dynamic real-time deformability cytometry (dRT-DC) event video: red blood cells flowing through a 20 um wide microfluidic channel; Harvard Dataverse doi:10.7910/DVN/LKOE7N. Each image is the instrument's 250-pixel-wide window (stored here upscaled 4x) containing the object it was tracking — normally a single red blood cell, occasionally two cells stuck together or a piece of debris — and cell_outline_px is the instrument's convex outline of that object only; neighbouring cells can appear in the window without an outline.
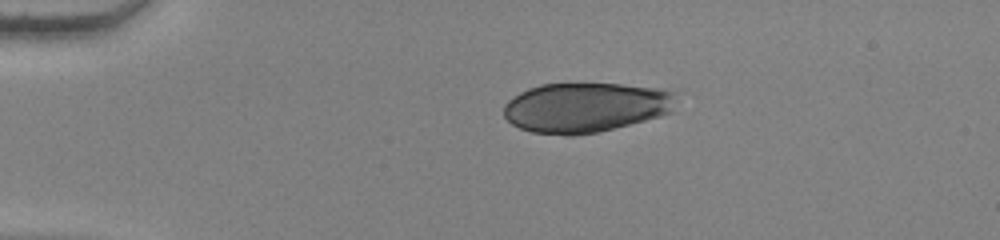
{"species": "human", "species_latin": "Homo sapiens", "temperature_condition": "warm", "stored_images_in_passage": 43, "camera_frame_rate_fps": 3000, "um_per_image_px": 0.085, "donor": {"sex": "female"}, "frame": {"image": 1, "passage_image": 1, "time_ms": 0.0, "image_size_px": [1000, 240], "cell_outline_px": [[672, 112], [660, 116], [596, 132], [572, 136], [564, 136], [532, 132], [520, 128], [512, 124], [504, 116], [504, 104], [508, 100], [520, 92], [528, 88], [540, 84], [620, 84], [660, 88], [672, 92]], "centroid_in_image_um": [49.7, 9.13], "position_along_channel_um": 35.3, "area_um2": 49.65}}
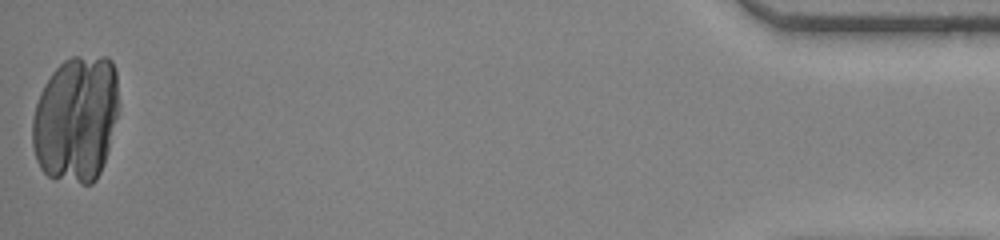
{"frame": {"image": 2, "passage_image": 43, "time_ms": 14.0, "image_size_px": [1000, 240], "cell_outline_px": [[116, 116], [104, 164], [96, 180], [92, 184], [80, 184], [48, 176], [40, 168], [36, 160], [32, 144], [32, 120], [36, 104], [40, 92], [44, 84], [52, 72], [64, 60], [72, 56], [108, 56], [112, 60], [116, 72]], "centroid_in_image_um": [6.43, 10.11], "position_along_channel_um": 428.8, "area_um2": 63.64}}